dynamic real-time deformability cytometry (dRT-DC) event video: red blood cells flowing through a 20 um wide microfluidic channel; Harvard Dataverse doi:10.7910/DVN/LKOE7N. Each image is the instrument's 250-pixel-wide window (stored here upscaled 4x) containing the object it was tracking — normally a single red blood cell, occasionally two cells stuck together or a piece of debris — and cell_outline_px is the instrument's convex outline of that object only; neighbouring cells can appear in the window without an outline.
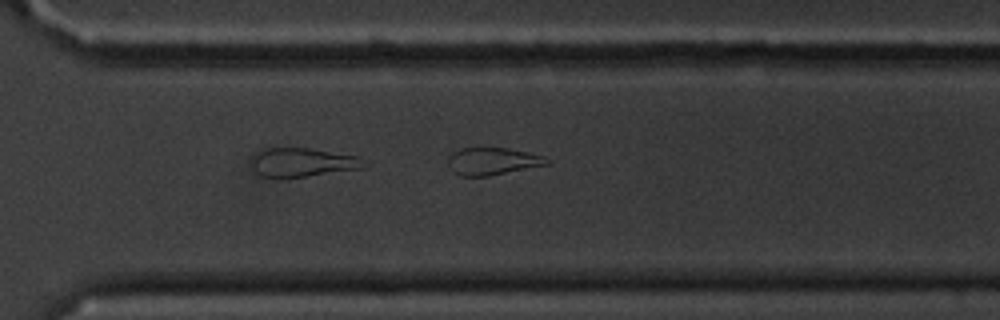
{"species": "common noctule bat (a hibernating species)", "species_latin": "Nyctalus noctula", "temperature_condition": "cold", "stored_images_in_passage": 25, "camera_frame_rate_fps": 3000, "um_per_image_px": 0.085, "animal": {"sex": "male", "body_mass_g": 20.1, "forearm_length_mm": 53.5}, "frame": {"image": 1, "passage_image": 25, "time_ms": 8.0, "image_size_px": [1000, 320], "cell_outline_px": [[552, 164], [488, 176], [460, 176], [456, 172], [448, 160], [448, 156], [452, 152], [460, 148], [508, 148], [544, 156], [552, 160]], "centroid_in_image_um": [41.95, 13.7], "position_along_channel_um": 328.6, "area_um2": 15.72}}